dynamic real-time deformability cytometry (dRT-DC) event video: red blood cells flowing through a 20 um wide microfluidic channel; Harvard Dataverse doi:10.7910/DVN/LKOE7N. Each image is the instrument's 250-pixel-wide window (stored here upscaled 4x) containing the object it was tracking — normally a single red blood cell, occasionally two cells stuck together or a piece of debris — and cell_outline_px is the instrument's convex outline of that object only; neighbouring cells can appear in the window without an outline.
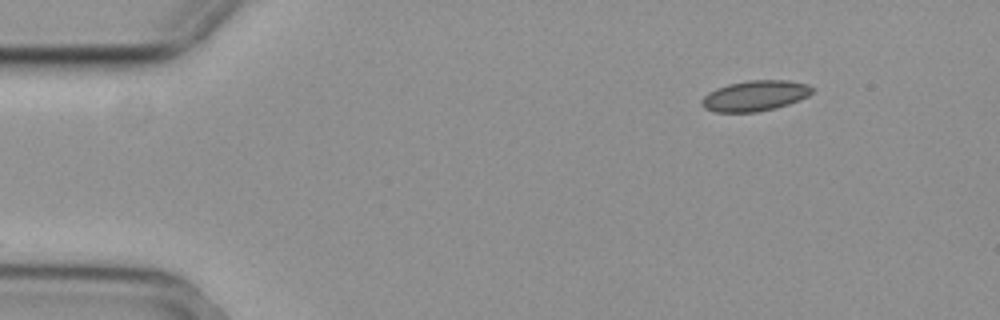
{"species": "common noctule bat (a hibernating species)", "species_latin": "Nyctalus noctula", "temperature_condition": "cold", "stored_images_in_passage": 37, "camera_frame_rate_fps": 3000, "um_per_image_px": 0.085, "animal": {"sex": "female", "body_mass_g": 29.2, "forearm_length_mm": 56.3}, "frame": {"image": 1, "passage_image": 1, "time_ms": 0.0, "image_size_px": [1000, 320], "cell_outline_px": [[816, 88], [808, 96], [800, 100], [776, 108], [756, 112], [716, 112], [704, 108], [700, 104], [700, 100], [708, 92], [716, 88], [728, 84], [748, 80], [788, 80], [808, 84]], "centroid_in_image_um": [64.18, 8.13], "position_along_channel_um": 20.8, "area_um2": 19.88}}
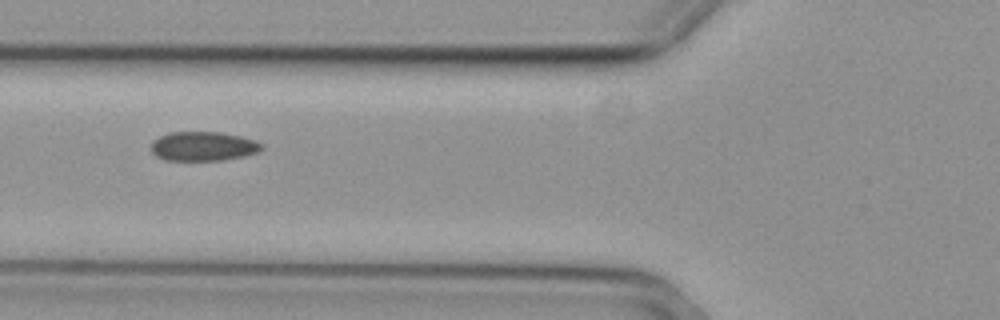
{"frame": {"image": 2, "passage_image": 15, "time_ms": 4.667, "image_size_px": [1000, 320], "cell_outline_px": [[264, 148], [260, 152], [244, 156], [224, 160], [164, 160], [156, 156], [152, 152], [152, 140], [168, 132], [220, 132], [240, 136], [256, 140], [264, 144]], "centroid_in_image_um": [17.31, 12.43], "position_along_channel_um": 108.5, "area_um2": 19.07}}
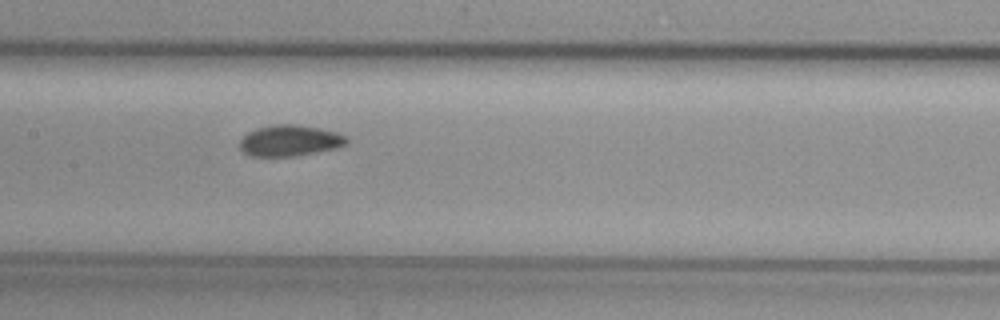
{"frame": {"image": 3, "passage_image": 21, "time_ms": 6.667, "image_size_px": [1000, 320], "cell_outline_px": [[348, 144], [336, 148], [296, 156], [252, 156], [244, 152], [240, 148], [240, 140], [248, 132], [256, 128], [272, 124], [296, 124], [320, 128], [336, 132], [348, 136]], "centroid_in_image_um": [24.66, 11.94], "position_along_channel_um": 182.7, "area_um2": 19.48}, "authors_computed_cell_mechanics": {"area_um2": 19.652, "velocity_mm_per_s": 3.6979, "shape_relaxation_time_tau1_ms": 7.0224, "shape_relaxation_time_tau2_ms": 1.4947, "deformation_change_tau1": 0.0927, "deformation_change_tau2": 0.0423}}